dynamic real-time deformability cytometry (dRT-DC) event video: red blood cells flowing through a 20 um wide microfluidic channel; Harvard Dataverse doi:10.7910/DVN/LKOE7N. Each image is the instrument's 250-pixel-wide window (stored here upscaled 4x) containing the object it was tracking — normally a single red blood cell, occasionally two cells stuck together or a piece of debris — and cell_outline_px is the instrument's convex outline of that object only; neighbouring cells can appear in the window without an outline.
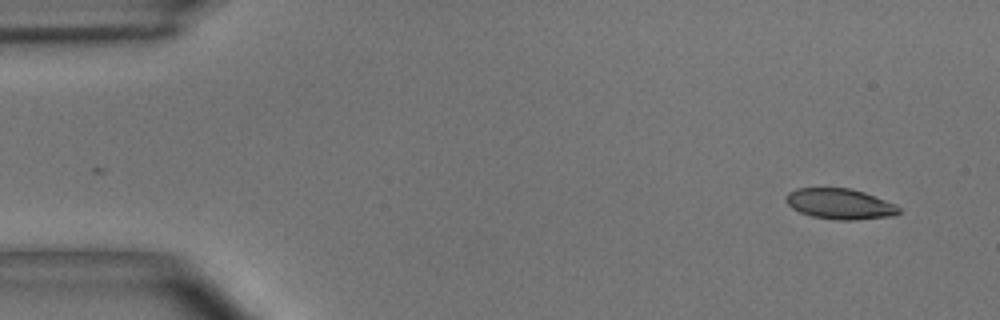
{"species": "common noctule bat (a hibernating species)", "species_latin": "Nyctalus noctula", "temperature_condition": "room temperature", "stored_images_in_passage": 2, "camera_frame_rate_fps": 3000, "um_per_image_px": 0.085, "animal": {"sex": "male", "body_mass_g": 15.6}, "frame": {"image": 1, "passage_image": 2, "time_ms": 0.333, "image_size_px": [1000, 320], "cell_outline_px": [[900, 212], [892, 216], [856, 220], [836, 220], [812, 216], [800, 212], [792, 208], [784, 200], [788, 192], [796, 188], [848, 188], [864, 192], [896, 204], [900, 208]], "centroid_in_image_um": [71.38, 17.33], "position_along_channel_um": 13.6, "area_um2": 20.17}}